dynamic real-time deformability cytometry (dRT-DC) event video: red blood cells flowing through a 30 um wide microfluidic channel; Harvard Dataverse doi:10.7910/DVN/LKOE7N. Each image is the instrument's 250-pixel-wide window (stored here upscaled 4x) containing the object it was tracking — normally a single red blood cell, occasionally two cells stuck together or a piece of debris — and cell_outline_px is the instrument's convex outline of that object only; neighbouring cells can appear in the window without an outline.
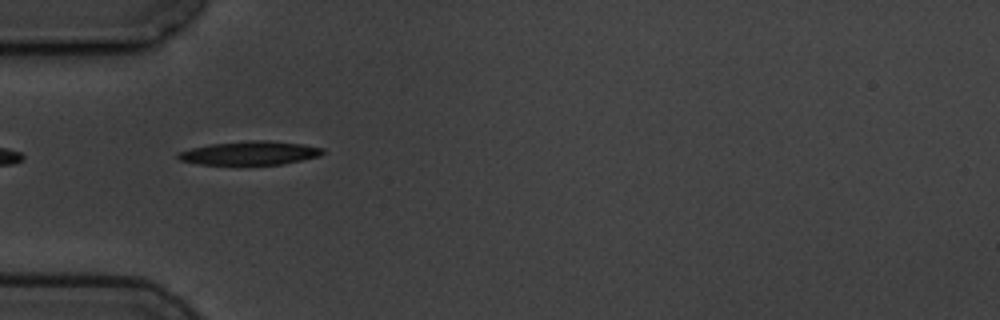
{"species": "common noctule bat (a hibernating species)", "species_latin": "Nyctalus noctula", "temperature_condition": "cold", "stored_images_in_passage": 9, "camera_frame_rate_fps": 3000, "um_per_image_px": 0.085, "animal": {"sex": "male", "body_mass_g": 19.5, "forearm_length_mm": 54.6}, "frame": {"image": 1, "passage_image": 4, "time_ms": 4.667, "image_size_px": [1000, 320], "cell_outline_px": [[324, 152], [320, 156], [280, 164], [196, 164], [180, 160], [176, 156], [176, 152], [208, 144], [252, 140], [268, 140], [304, 144], [324, 148]], "centroid_in_image_um": [21.22, 12.99], "position_along_channel_um": 63.8, "area_um2": 19.94}}
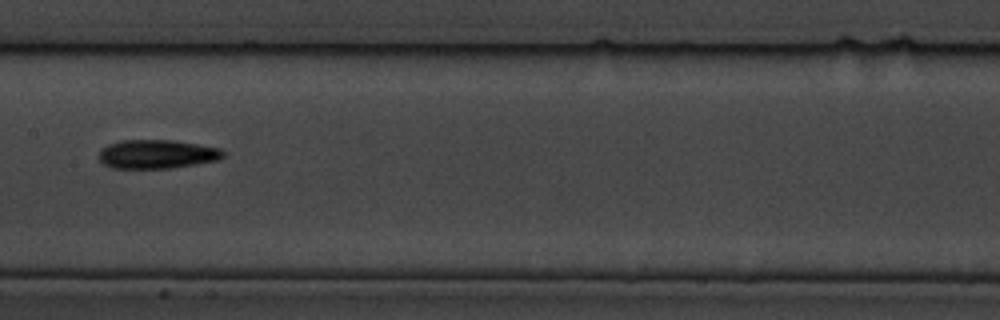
{"frame": {"image": 2, "passage_image": 7, "time_ms": 8.333, "image_size_px": [1000, 320], "cell_outline_px": [[224, 156], [216, 160], [196, 164], [172, 168], [112, 168], [104, 164], [100, 160], [100, 148], [108, 144], [120, 140], [176, 140], [220, 148], [224, 152]], "centroid_in_image_um": [13.33, 13.09], "position_along_channel_um": 194.1, "area_um2": 20.92}}
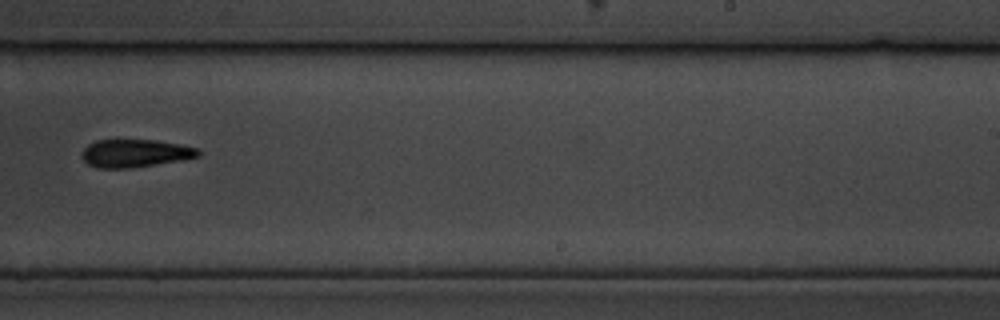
{"frame": {"image": 3, "passage_image": 9, "time_ms": 10.667, "image_size_px": [1000, 320], "cell_outline_px": [[200, 156], [184, 160], [132, 168], [96, 168], [88, 164], [80, 156], [84, 148], [88, 144], [96, 140], [116, 136], [156, 140], [180, 144], [200, 148]], "centroid_in_image_um": [11.46, 12.98], "position_along_channel_um": 277.5, "area_um2": 20.06}}